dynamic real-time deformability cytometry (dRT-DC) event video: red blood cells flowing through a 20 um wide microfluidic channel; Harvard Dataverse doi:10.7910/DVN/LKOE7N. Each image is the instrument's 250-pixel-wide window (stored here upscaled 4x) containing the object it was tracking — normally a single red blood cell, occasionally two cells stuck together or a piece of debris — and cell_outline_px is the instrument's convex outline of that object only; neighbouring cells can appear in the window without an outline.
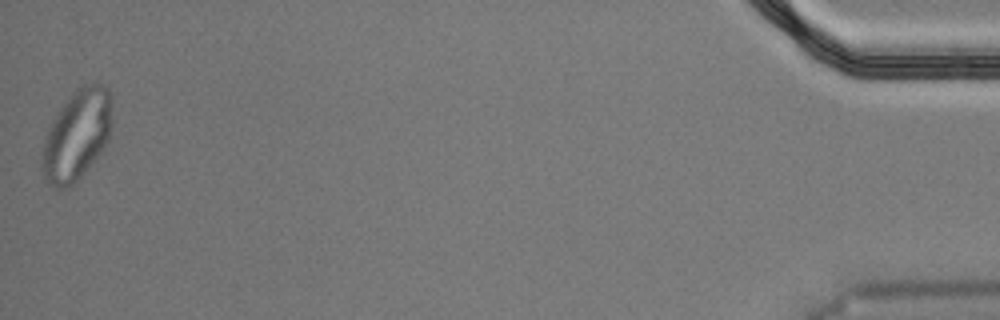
{"species": "Egyptian fruit bat (a non-hibernating species)", "species_latin": "Rousettus aegyptiacus", "temperature_condition": "cold", "stored_images_in_passage": 45, "segment_of_instrument_passage": [2, 2], "camera_frame_rate_fps": 3000, "um_per_image_px": 0.085, "animal": {"sex": "male"}, "frame": {"image": 1, "passage_image": 45, "time_ms": 14.667, "image_size_px": [1000, 320], "cell_outline_px": [[112, 120], [108, 140], [104, 148], [84, 172], [68, 188], [56, 188], [48, 184], [44, 176], [44, 144], [52, 120], [76, 88], [80, 84], [104, 84], [108, 88], [112, 96]], "centroid_in_image_um": [6.59, 11.43], "position_along_channel_um": 428.6, "area_um2": 36.24}}